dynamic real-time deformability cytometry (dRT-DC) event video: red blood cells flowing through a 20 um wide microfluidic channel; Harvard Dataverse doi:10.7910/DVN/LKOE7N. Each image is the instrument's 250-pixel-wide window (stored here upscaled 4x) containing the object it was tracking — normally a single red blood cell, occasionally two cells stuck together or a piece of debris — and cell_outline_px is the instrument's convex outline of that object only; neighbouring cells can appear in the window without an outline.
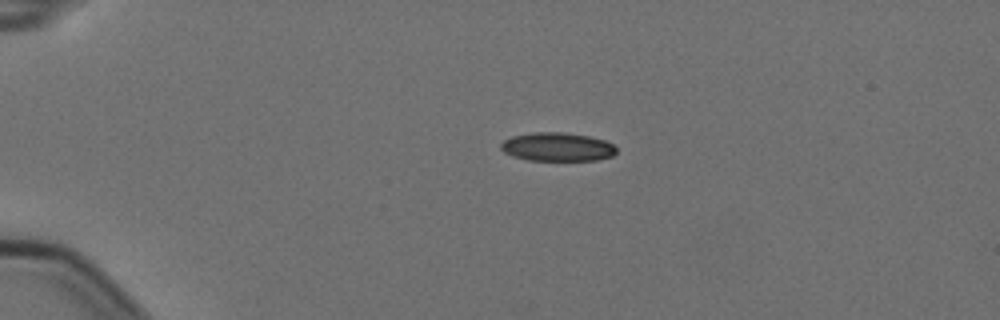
{"species": "Egyptian fruit bat (a non-hibernating species)", "species_latin": "Rousettus aegyptiacus", "temperature_condition": "cold", "stored_images_in_passage": 4, "camera_frame_rate_fps": 3000, "um_per_image_px": 0.085, "animal": {"sex": "female"}, "frame": {"image": 1, "passage_image": 1, "time_ms": 0.0, "image_size_px": [1000, 320], "cell_outline_px": [[616, 152], [612, 156], [596, 160], [528, 160], [512, 156], [504, 152], [500, 148], [500, 144], [504, 140], [512, 136], [532, 132], [564, 132], [588, 136], [604, 140], [612, 144], [616, 148]], "centroid_in_image_um": [47.35, 12.48], "position_along_channel_um": 37.7, "area_um2": 19.25}}
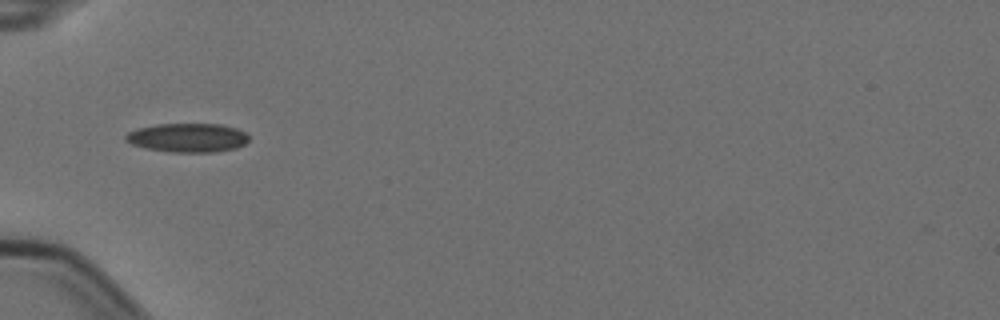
{"frame": {"image": 2, "passage_image": 3, "time_ms": 0.667, "image_size_px": [1000, 320], "cell_outline_px": [[248, 140], [244, 144], [236, 148], [216, 152], [172, 152], [144, 148], [132, 144], [124, 140], [124, 136], [128, 132], [136, 128], [156, 124], [220, 124], [236, 128], [244, 132], [248, 136]], "centroid_in_image_um": [15.91, 11.7], "position_along_channel_um": 69.1, "area_um2": 20.87}}
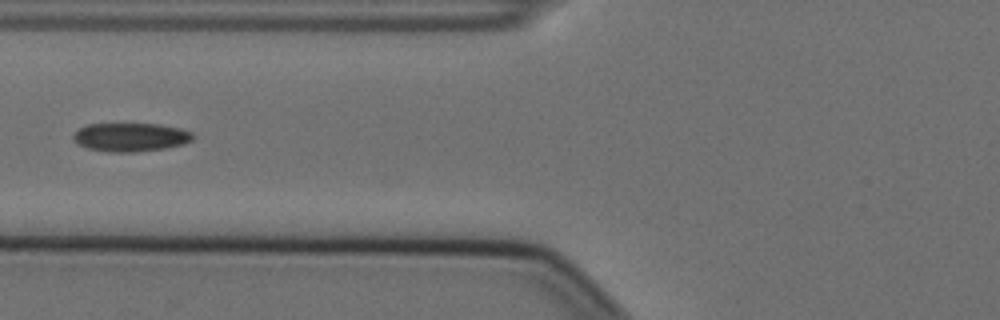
{"frame": {"image": 3, "passage_image": 4, "time_ms": 1.0, "image_size_px": [1000, 320], "cell_outline_px": [[192, 140], [184, 144], [164, 148], [132, 152], [108, 152], [88, 148], [76, 144], [72, 140], [72, 136], [80, 128], [88, 124], [160, 124], [180, 128], [192, 132]], "centroid_in_image_um": [11.07, 11.66], "position_along_channel_um": 114.7, "area_um2": 19.88}}